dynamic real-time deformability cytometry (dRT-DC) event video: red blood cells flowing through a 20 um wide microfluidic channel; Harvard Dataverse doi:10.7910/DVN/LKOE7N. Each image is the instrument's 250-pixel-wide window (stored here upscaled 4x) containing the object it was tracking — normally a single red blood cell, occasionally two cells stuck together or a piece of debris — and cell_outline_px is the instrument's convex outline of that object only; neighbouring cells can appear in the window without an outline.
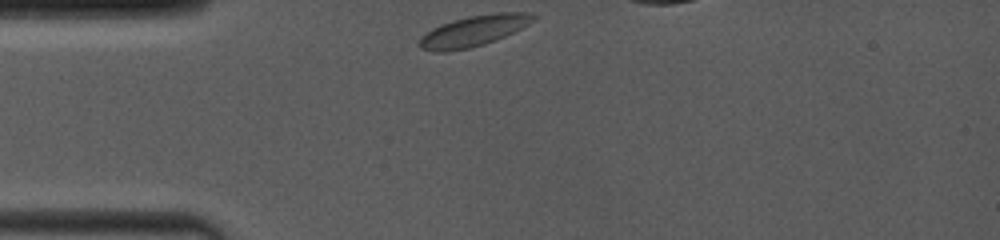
{"species": "common noctule bat (a hibernating species)", "species_latin": "Nyctalus noctula", "temperature_condition": "room temperature", "stored_images_in_passage": 41, "camera_frame_rate_fps": 4000, "um_per_image_px": 0.085, "animal": {"sex": "female", "body_mass_g": 19.0, "forearm_length_mm": 53.3}, "frame": {"image": 1, "passage_image": 1, "time_ms": 0.0, "image_size_px": [1000, 240], "cell_outline_px": [[536, 20], [496, 40], [484, 44], [468, 48], [448, 52], [432, 52], [420, 48], [420, 36], [432, 28], [440, 24], [452, 20], [468, 16], [496, 12], [528, 12], [536, 16]], "centroid_in_image_um": [40.23, 2.62], "position_along_channel_um": 44.8, "area_um2": 20.52}}
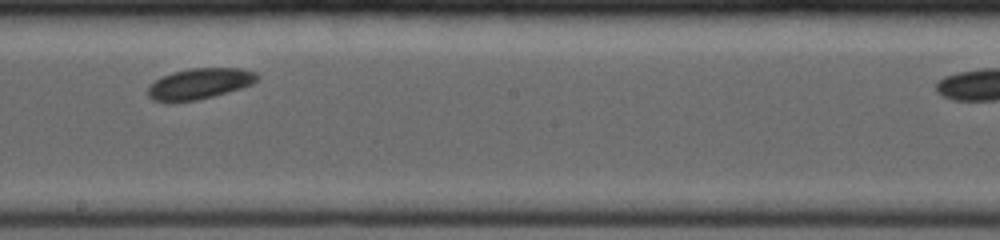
{"frame": {"image": 2, "passage_image": 24, "time_ms": 5.25, "image_size_px": [1000, 240], "cell_outline_px": [[260, 76], [252, 84], [240, 88], [212, 96], [196, 100], [168, 104], [152, 100], [148, 96], [148, 88], [156, 80], [172, 72], [192, 68], [240, 68], [256, 72]], "centroid_in_image_um": [16.93, 7.13], "position_along_channel_um": 231.3, "area_um2": 19.71}}
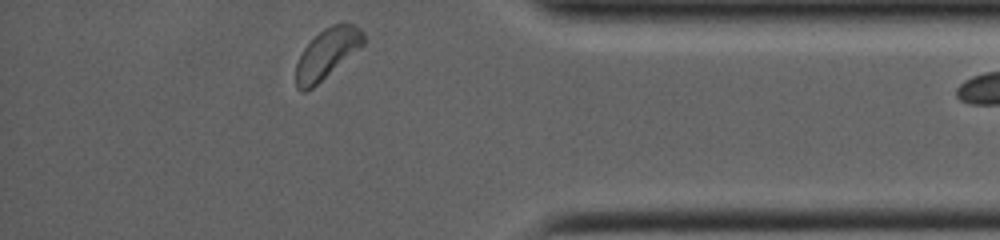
{"frame": {"image": 3, "passage_image": 39, "time_ms": 10.0, "image_size_px": [1000, 240], "cell_outline_px": [[364, 44], [312, 88], [304, 92], [300, 92], [296, 88], [296, 64], [304, 48], [324, 28], [332, 24], [352, 24], [360, 28], [364, 32]], "centroid_in_image_um": [27.78, 4.56], "position_along_channel_um": 407.4, "area_um2": 19.19}}